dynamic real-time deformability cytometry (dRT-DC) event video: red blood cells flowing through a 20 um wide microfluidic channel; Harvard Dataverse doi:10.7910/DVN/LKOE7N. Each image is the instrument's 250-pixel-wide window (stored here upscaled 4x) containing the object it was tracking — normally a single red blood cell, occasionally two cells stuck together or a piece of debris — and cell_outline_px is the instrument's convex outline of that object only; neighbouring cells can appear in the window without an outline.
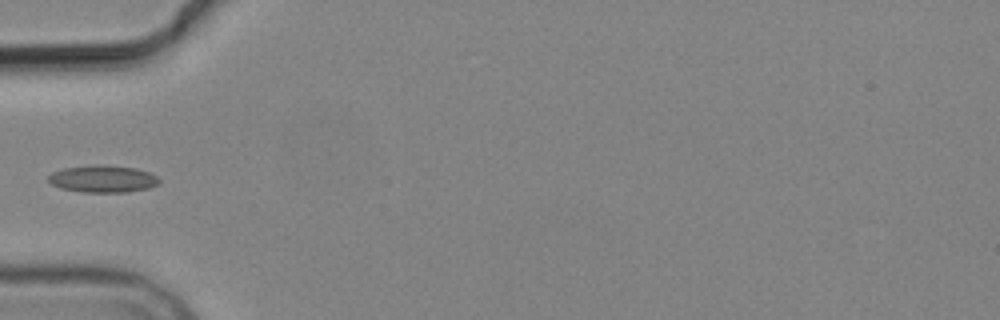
{"species": "common noctule bat (a hibernating species)", "species_latin": "Nyctalus noctula", "temperature_condition": "cold", "stored_images_in_passage": 6, "camera_frame_rate_fps": 3000, "um_per_image_px": 0.085, "animal": {"sex": "male", "body_mass_g": 19.2, "forearm_length_mm": 51.8}, "frame": {"image": 1, "passage_image": 6, "time_ms": 5.667, "image_size_px": [1000, 320], "cell_outline_px": [[160, 180], [156, 184], [148, 188], [124, 192], [80, 192], [60, 188], [52, 184], [48, 180], [48, 176], [52, 172], [64, 168], [96, 164], [100, 164], [136, 168], [148, 172], [156, 176]], "centroid_in_image_um": [8.7, 15.2], "position_along_channel_um": 76.3, "area_um2": 17.46}}